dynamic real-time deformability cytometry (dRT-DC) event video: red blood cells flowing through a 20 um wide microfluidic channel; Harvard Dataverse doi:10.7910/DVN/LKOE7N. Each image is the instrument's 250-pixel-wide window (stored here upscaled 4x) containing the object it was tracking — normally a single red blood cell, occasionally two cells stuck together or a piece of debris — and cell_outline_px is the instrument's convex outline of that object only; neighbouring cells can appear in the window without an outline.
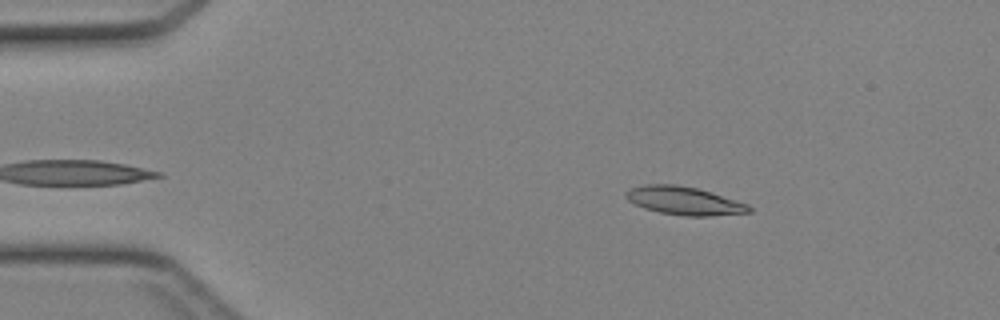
{"species": "Egyptian fruit bat (a non-hibernating species)", "species_latin": "Rousettus aegyptiacus", "temperature_condition": "cold", "stored_images_in_passage": 35, "camera_frame_rate_fps": 3000, "um_per_image_px": 0.085, "animal": {"sex": "female"}, "frame": {"image": 1, "passage_image": 4, "time_ms": 1.0, "image_size_px": [1000, 320], "cell_outline_px": [[752, 212], [708, 216], [684, 216], [660, 212], [644, 208], [628, 200], [624, 196], [624, 192], [632, 188], [644, 184], [676, 184], [696, 188], [748, 204], [752, 208]], "centroid_in_image_um": [58.13, 17.06], "position_along_channel_um": 26.9, "area_um2": 20.06}}
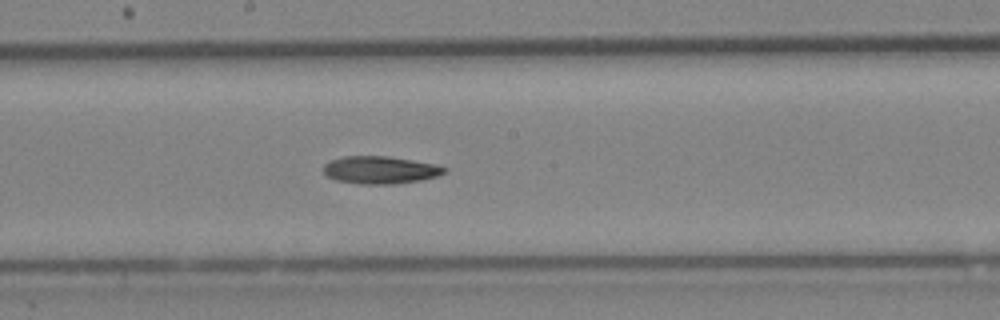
{"frame": {"image": 2, "passage_image": 21, "time_ms": 6.667, "image_size_px": [1000, 320], "cell_outline_px": [[448, 172], [436, 176], [420, 180], [396, 184], [360, 184], [336, 180], [328, 176], [324, 172], [324, 164], [332, 160], [344, 156], [388, 156], [436, 164], [448, 168]], "centroid_in_image_um": [32.35, 14.45], "position_along_channel_um": 215.8, "area_um2": 19.42}}
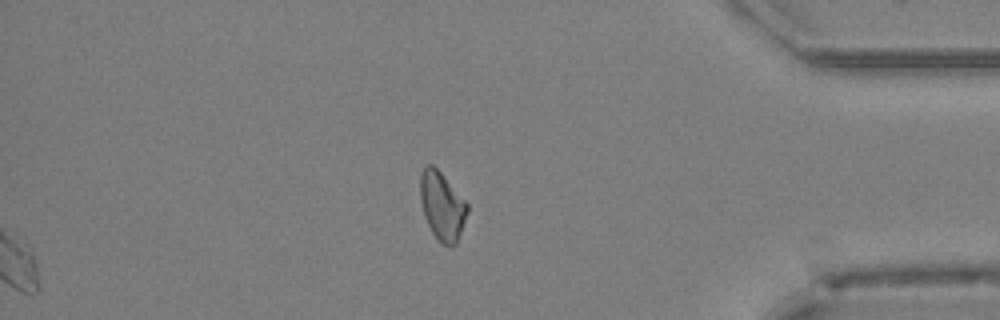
{"frame": {"image": 3, "passage_image": 35, "time_ms": 11.333, "image_size_px": [1000, 320], "cell_outline_px": [[468, 212], [456, 244], [452, 248], [448, 248], [436, 240], [424, 216], [420, 200], [420, 176], [424, 168], [428, 164], [432, 164], [440, 172], [468, 204]], "centroid_in_image_um": [37.57, 17.56], "position_along_channel_um": 397.6, "area_um2": 18.73}}